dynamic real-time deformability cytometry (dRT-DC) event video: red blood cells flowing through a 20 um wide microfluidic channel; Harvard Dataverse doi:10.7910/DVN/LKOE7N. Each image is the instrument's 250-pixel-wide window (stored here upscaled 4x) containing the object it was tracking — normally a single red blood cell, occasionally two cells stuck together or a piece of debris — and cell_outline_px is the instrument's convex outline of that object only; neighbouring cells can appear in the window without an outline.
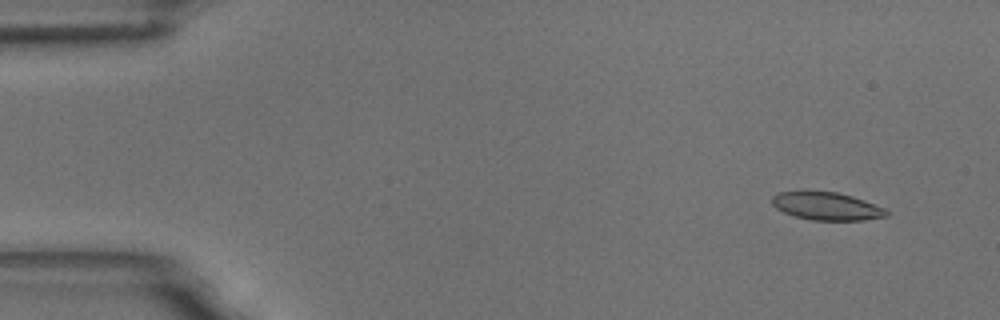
{"species": "common noctule bat (a hibernating species)", "species_latin": "Nyctalus noctula", "temperature_condition": "room temperature", "stored_images_in_passage": 7, "camera_frame_rate_fps": 3000, "um_per_image_px": 0.085, "animal": {"sex": "male", "body_mass_g": 18.8}, "frame": {"image": 1, "passage_image": 2, "time_ms": 1.333, "image_size_px": [1000, 320], "cell_outline_px": [[888, 216], [864, 220], [812, 220], [796, 216], [784, 212], [776, 208], [772, 204], [772, 196], [776, 192], [804, 188], [836, 192], [852, 196], [864, 200], [884, 208], [888, 212]], "centroid_in_image_um": [70.19, 17.47], "position_along_channel_um": 14.8, "area_um2": 19.19}}
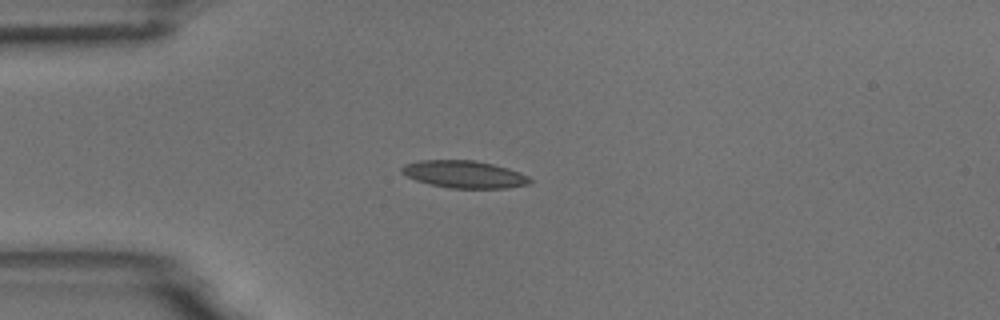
{"frame": {"image": 2, "passage_image": 5, "time_ms": 4.667, "image_size_px": [1000, 320], "cell_outline_px": [[532, 180], [528, 184], [508, 188], [448, 188], [416, 180], [400, 172], [400, 168], [404, 164], [420, 160], [476, 160], [508, 168], [520, 172], [528, 176]], "centroid_in_image_um": [39.46, 14.81], "position_along_channel_um": 45.5, "area_um2": 20.4}}
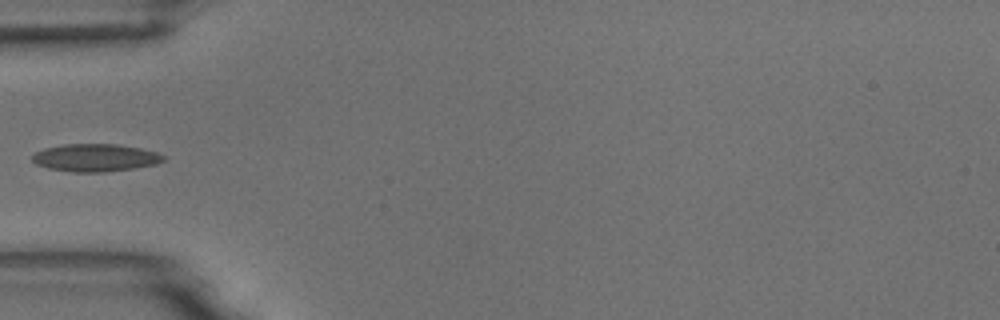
{"frame": {"image": 3, "passage_image": 6, "time_ms": 6.0, "image_size_px": [1000, 320], "cell_outline_px": [[164, 160], [156, 164], [132, 168], [104, 172], [72, 172], [48, 168], [36, 164], [32, 160], [32, 156], [36, 152], [44, 148], [64, 144], [116, 144], [140, 148], [156, 152], [164, 156]], "centroid_in_image_um": [8.07, 13.4], "position_along_channel_um": 76.9, "area_um2": 20.98}}